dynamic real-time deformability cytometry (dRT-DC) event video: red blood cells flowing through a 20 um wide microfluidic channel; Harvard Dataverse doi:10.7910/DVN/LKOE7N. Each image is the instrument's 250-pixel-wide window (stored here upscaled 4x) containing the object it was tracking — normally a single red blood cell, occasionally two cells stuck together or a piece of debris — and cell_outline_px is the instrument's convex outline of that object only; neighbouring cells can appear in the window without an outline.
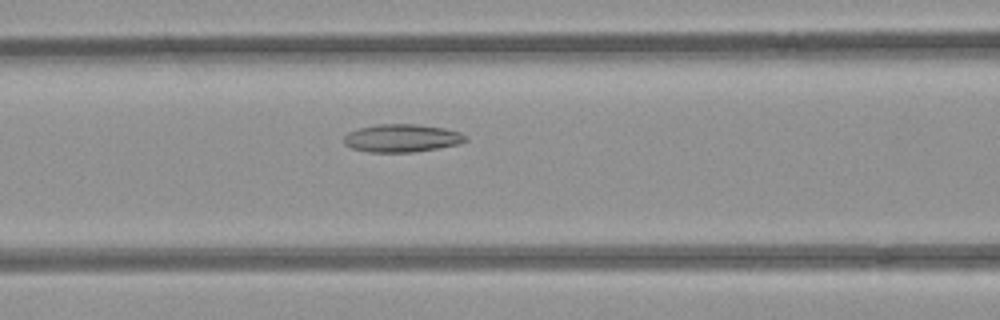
{"species": "common noctule bat (a hibernating species)", "species_latin": "Nyctalus noctula", "temperature_condition": "room temperature", "stored_images_in_passage": 48, "camera_frame_rate_fps": 3000, "um_per_image_px": 0.085, "animal": {"sex": "female", "body_mass_g": 21.9}, "frame": {"image": 1, "passage_image": 17, "time_ms": 5.333, "image_size_px": [1000, 320], "cell_outline_px": [[468, 140], [456, 144], [436, 148], [412, 152], [368, 152], [352, 148], [344, 144], [344, 136], [348, 132], [360, 128], [376, 124], [416, 124], [444, 128], [460, 132], [468, 136]], "centroid_in_image_um": [34.15, 11.73], "position_along_channel_um": 132.5, "area_um2": 19.71}}
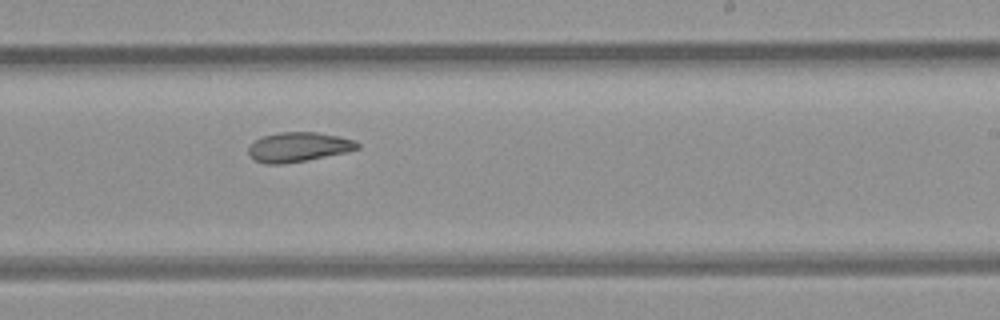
{"frame": {"image": 2, "passage_image": 27, "time_ms": 8.667, "image_size_px": [1000, 320], "cell_outline_px": [[360, 148], [348, 152], [284, 164], [268, 164], [256, 160], [248, 152], [248, 148], [256, 140], [264, 136], [280, 132], [316, 132], [356, 140], [360, 144]], "centroid_in_image_um": [25.42, 12.49], "position_along_channel_um": 263.6, "area_um2": 18.55}}
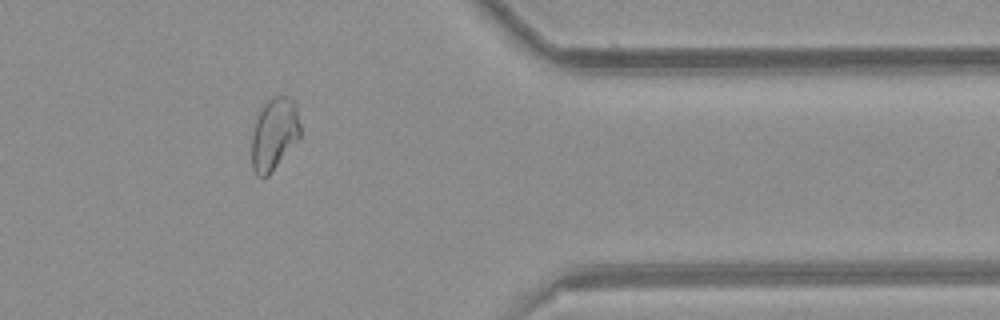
{"frame": {"image": 3, "passage_image": 38, "time_ms": 12.333, "image_size_px": [1000, 320], "cell_outline_px": [[300, 136], [268, 176], [256, 176], [252, 168], [252, 132], [260, 108], [272, 96], [280, 92], [288, 96], [296, 104], [300, 124]], "centroid_in_image_um": [23.3, 11.33], "position_along_channel_um": 388.1, "area_um2": 20.58}, "authors_computed_cell_mechanics": {"area_um2": 20.6924, "velocity_mm_per_s": 3.946, "shape_relaxation_time_tau1_ms": null, "shape_relaxation_time_tau2_ms": 4.8256, "deformation_change_tau1": null, "deformation_change_tau2": 0.1099}}